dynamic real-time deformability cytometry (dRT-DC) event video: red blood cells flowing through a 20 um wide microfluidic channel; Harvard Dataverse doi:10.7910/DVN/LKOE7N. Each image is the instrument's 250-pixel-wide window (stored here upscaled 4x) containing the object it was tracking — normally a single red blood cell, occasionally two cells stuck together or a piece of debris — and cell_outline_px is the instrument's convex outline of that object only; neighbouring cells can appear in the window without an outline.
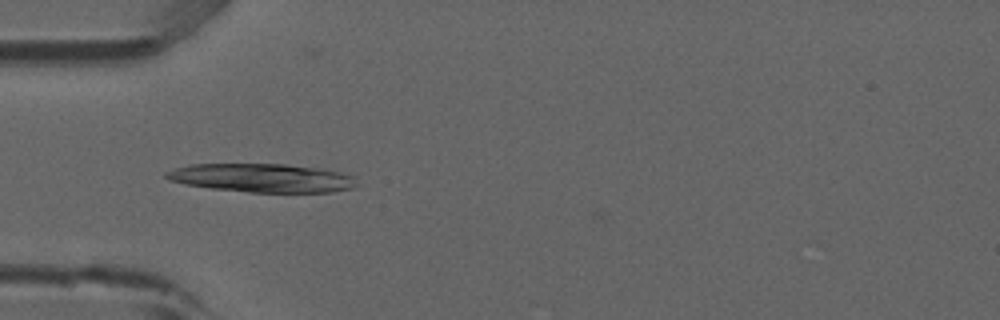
{"species": "common noctule bat (a hibernating species)", "species_latin": "Nyctalus noctula", "temperature_condition": "room temperature", "stored_images_in_passage": 37, "camera_frame_rate_fps": 3000, "um_per_image_px": 0.085, "animal": {"sex": "male", "forearm_length_mm": 52.5}, "frame": {"image": 1, "passage_image": 1, "time_ms": 0.0, "image_size_px": [1000, 320], "cell_outline_px": [[356, 184], [352, 188], [332, 192], [248, 192], [212, 188], [184, 184], [168, 180], [164, 176], [164, 172], [176, 168], [192, 164], [284, 164], [316, 168], [340, 172], [356, 176]], "centroid_in_image_um": [22.26, 15.12], "position_along_channel_um": 62.7, "area_um2": 31.67}}
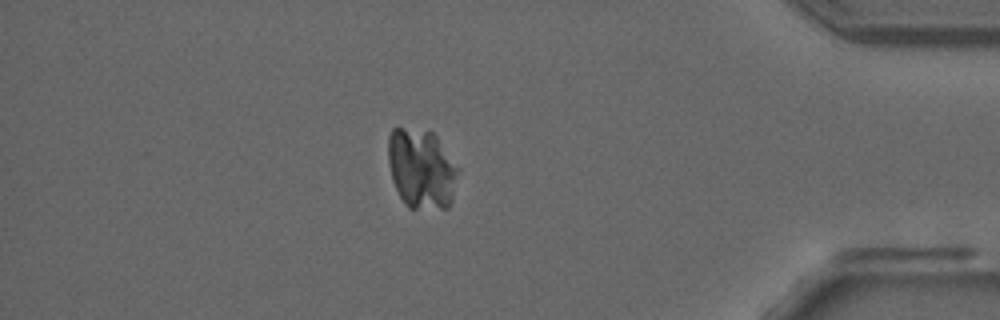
{"frame": {"image": 2, "passage_image": 30, "time_ms": 9.667, "image_size_px": [1000, 320], "cell_outline_px": [[460, 168], [452, 200], [448, 208], [408, 208], [404, 204], [392, 180], [388, 160], [388, 136], [392, 128], [400, 128], [432, 132], [436, 136]], "centroid_in_image_um": [35.83, 14.36], "position_along_channel_um": 399.4, "area_um2": 32.66}}
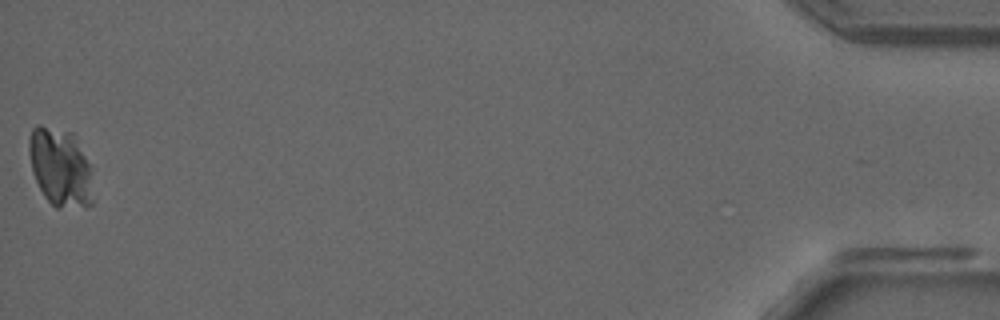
{"frame": {"image": 3, "passage_image": 37, "time_ms": 12.0, "image_size_px": [1000, 320], "cell_outline_px": [[96, 200], [92, 204], [60, 208], [56, 208], [44, 196], [32, 172], [28, 148], [28, 140], [32, 128], [36, 124], [40, 124], [72, 132], [76, 136], [92, 164]], "centroid_in_image_um": [5.19, 14.2], "position_along_channel_um": 430.0, "area_um2": 30.4}}